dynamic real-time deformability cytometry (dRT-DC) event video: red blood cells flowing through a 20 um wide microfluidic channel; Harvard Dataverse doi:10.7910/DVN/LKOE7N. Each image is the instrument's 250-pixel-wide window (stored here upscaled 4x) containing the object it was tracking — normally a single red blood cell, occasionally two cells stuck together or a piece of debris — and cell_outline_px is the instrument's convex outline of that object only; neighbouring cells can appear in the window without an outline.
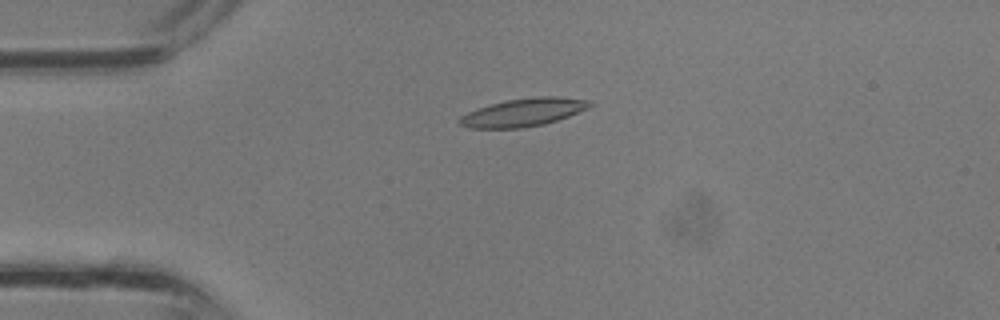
{"species": "common noctule bat (a hibernating species)", "species_latin": "Nyctalus noctula", "temperature_condition": "room temperature", "stored_images_in_passage": 35, "camera_frame_rate_fps": 3000, "um_per_image_px": 0.085, "animal": {"sex": "male", "body_mass_g": 13.3}, "frame": {"image": 1, "passage_image": 7, "time_ms": 2.0, "image_size_px": [1000, 320], "cell_outline_px": [[592, 104], [588, 108], [568, 116], [544, 124], [524, 128], [468, 128], [460, 124], [456, 120], [460, 116], [468, 112], [492, 104], [508, 100], [536, 96], [556, 96], [592, 100]], "centroid_in_image_um": [44.49, 9.55], "position_along_channel_um": 40.5, "area_um2": 21.15}}
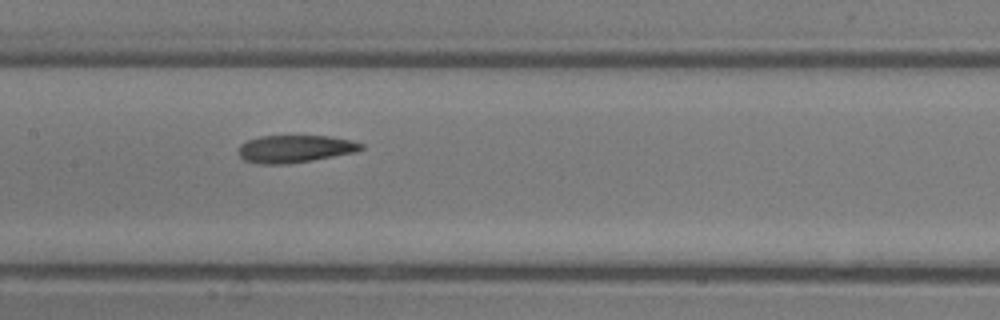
{"frame": {"image": 2, "passage_image": 16, "time_ms": 5.0, "image_size_px": [1000, 320], "cell_outline_px": [[364, 148], [356, 152], [312, 160], [288, 164], [256, 164], [244, 160], [236, 152], [240, 144], [248, 140], [260, 136], [328, 136], [352, 140], [364, 144]], "centroid_in_image_um": [25.05, 12.65], "position_along_channel_um": 182.4, "area_um2": 19.83}}
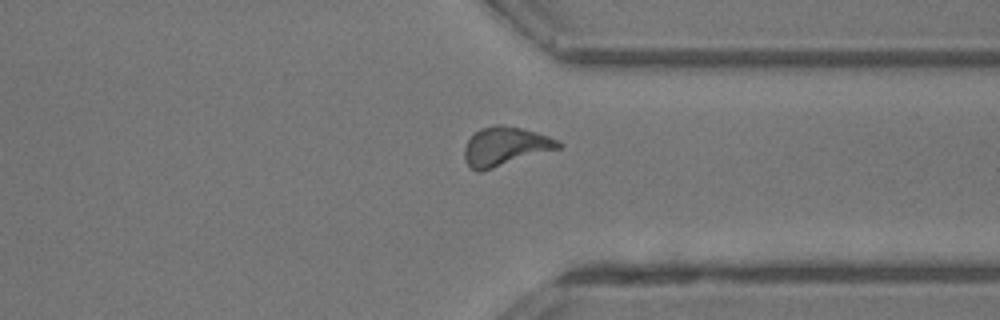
{"frame": {"image": 3, "passage_image": 26, "time_ms": 8.333, "image_size_px": [1000, 320], "cell_outline_px": [[564, 144], [560, 148], [480, 172], [476, 172], [464, 160], [464, 148], [468, 140], [480, 128], [496, 124], [500, 124], [520, 128], [536, 132], [560, 140]], "centroid_in_image_um": [42.95, 12.44], "position_along_channel_um": 368.5, "area_um2": 21.21}}